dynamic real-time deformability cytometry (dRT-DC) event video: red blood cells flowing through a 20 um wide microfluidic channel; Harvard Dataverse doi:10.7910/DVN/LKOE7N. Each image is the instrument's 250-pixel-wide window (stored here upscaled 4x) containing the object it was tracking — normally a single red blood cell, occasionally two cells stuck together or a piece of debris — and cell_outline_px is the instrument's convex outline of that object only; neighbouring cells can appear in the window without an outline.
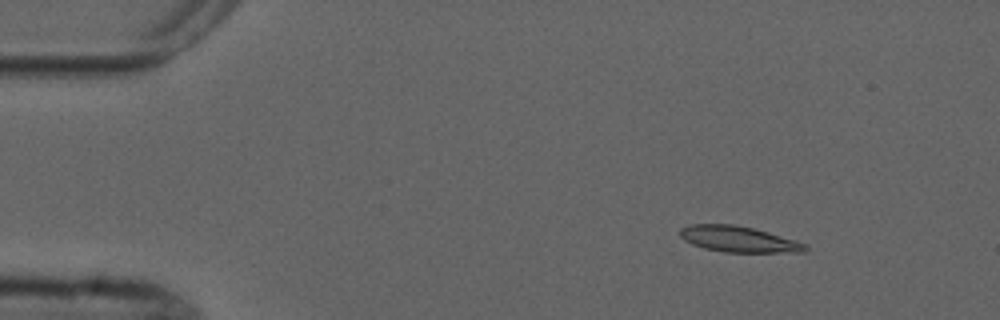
{"species": "common noctule bat (a hibernating species)", "species_latin": "Nyctalus noctula", "temperature_condition": "cold", "stored_images_in_passage": 4, "camera_frame_rate_fps": 3000, "um_per_image_px": 0.085, "animal": {"sex": "male", "forearm_length_mm": 52.5}, "frame": {"image": 1, "passage_image": 1, "time_ms": 0.0, "image_size_px": [1000, 320], "cell_outline_px": [[808, 248], [804, 252], [724, 252], [704, 248], [692, 244], [684, 240], [680, 236], [680, 228], [688, 224], [732, 224], [752, 228], [768, 232], [796, 240], [804, 244]], "centroid_in_image_um": [62.74, 20.32], "position_along_channel_um": 22.3, "area_um2": 18.84}}